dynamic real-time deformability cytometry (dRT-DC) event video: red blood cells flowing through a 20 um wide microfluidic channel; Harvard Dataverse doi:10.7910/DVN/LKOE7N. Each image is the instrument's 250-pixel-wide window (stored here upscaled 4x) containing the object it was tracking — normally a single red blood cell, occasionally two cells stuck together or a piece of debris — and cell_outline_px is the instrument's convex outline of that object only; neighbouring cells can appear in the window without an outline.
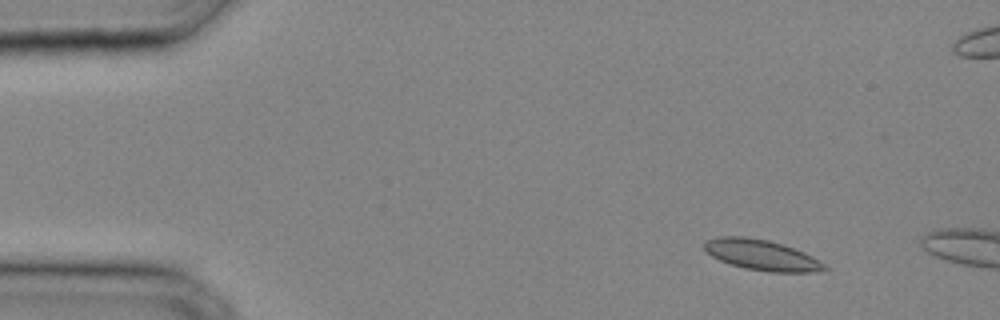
{"species": "common noctule bat (a hibernating species)", "species_latin": "Nyctalus noctula", "temperature_condition": "cold", "stored_images_in_passage": 6, "camera_frame_rate_fps": 3000, "um_per_image_px": 0.085, "animal": {"sex": "male", "body_mass_g": 20.4}, "frame": {"image": 1, "passage_image": 4, "time_ms": 1.0, "image_size_px": [1000, 320], "cell_outline_px": [[828, 268], [812, 272], [768, 272], [744, 268], [720, 260], [712, 256], [704, 248], [704, 244], [708, 240], [720, 236], [744, 236], [768, 240], [804, 252], [812, 256], [824, 264]], "centroid_in_image_um": [64.73, 21.68], "position_along_channel_um": 20.3, "area_um2": 21.04}}